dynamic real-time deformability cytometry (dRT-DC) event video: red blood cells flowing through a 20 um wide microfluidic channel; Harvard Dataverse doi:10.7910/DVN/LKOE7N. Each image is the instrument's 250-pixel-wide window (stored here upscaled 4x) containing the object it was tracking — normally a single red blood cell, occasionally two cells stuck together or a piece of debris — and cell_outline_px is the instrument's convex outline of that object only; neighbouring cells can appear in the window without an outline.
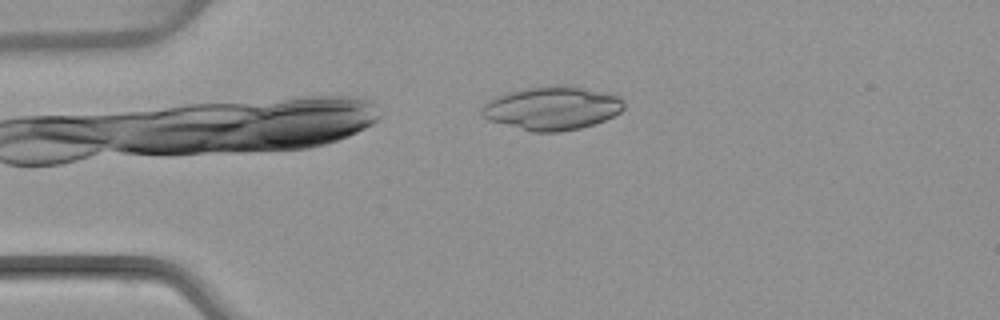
{"species": "common noctule bat (a hibernating species)", "species_latin": "Nyctalus noctula", "temperature_condition": "warm", "stored_images_in_passage": 2, "camera_frame_rate_fps": 3000, "um_per_image_px": 0.085, "animal": {"sex": "female", "body_mass_g": 22.7, "forearm_length_mm": 54.2}, "frame": {"image": 1, "passage_image": 1, "time_ms": 0.0, "image_size_px": [1000, 320], "cell_outline_px": [[624, 108], [620, 112], [604, 120], [580, 128], [560, 132], [532, 132], [488, 120], [480, 112], [480, 108], [488, 100], [496, 96], [508, 92], [524, 88], [552, 84], [572, 84], [620, 96], [624, 100]], "centroid_in_image_um": [46.93, 9.17], "position_along_channel_um": 38.1, "area_um2": 36.53}}